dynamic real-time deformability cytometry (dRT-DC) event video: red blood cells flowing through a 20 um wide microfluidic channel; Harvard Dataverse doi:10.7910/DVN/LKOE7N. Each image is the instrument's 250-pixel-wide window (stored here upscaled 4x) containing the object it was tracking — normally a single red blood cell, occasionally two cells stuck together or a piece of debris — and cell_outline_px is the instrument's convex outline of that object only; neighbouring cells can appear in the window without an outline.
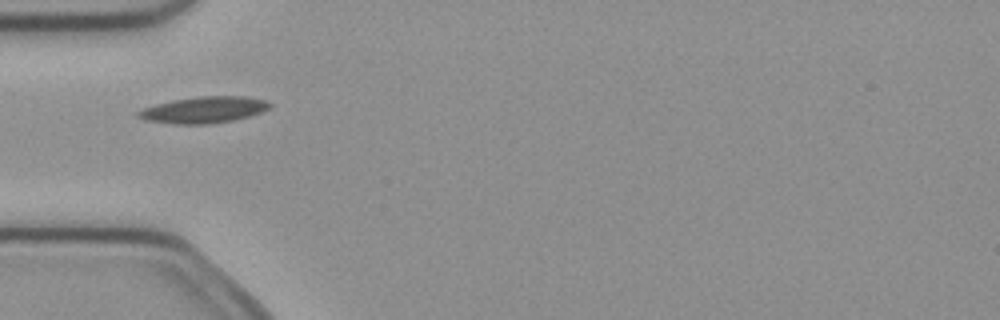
{"species": "common noctule bat (a hibernating species)", "species_latin": "Nyctalus noctula", "temperature_condition": "cold", "stored_images_in_passage": 5, "camera_frame_rate_fps": 3000, "um_per_image_px": 0.085, "animal": {"sex": "female", "body_mass_g": 21.9}, "frame": {"image": 1, "passage_image": 4, "time_ms": 1.0, "image_size_px": [1000, 320], "cell_outline_px": [[272, 104], [268, 108], [260, 112], [248, 116], [232, 120], [212, 124], [172, 124], [144, 120], [136, 116], [136, 112], [144, 108], [156, 104], [172, 100], [200, 96], [244, 96], [264, 100]], "centroid_in_image_um": [17.27, 9.34], "position_along_channel_um": 67.7, "area_um2": 20.17}}